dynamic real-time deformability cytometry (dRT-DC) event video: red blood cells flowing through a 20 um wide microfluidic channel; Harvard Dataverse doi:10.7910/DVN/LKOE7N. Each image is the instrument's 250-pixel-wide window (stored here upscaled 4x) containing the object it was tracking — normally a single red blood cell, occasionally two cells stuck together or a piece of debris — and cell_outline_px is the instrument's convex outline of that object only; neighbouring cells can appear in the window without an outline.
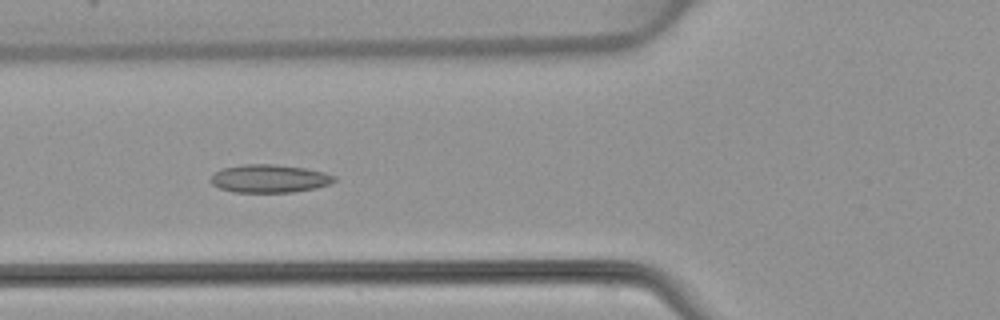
{"species": "common noctule bat (a hibernating species)", "species_latin": "Nyctalus noctula", "temperature_condition": "warm", "stored_images_in_passage": 33, "camera_frame_rate_fps": 3000, "um_per_image_px": 0.085, "animal": {"sex": "female", "body_mass_g": 22.7, "forearm_length_mm": 54.2}, "frame": {"image": 1, "passage_image": 3, "time_ms": 0.667, "image_size_px": [1000, 320], "cell_outline_px": [[336, 180], [328, 184], [316, 188], [292, 192], [232, 192], [220, 188], [212, 184], [208, 180], [216, 172], [224, 168], [244, 164], [276, 164], [304, 168], [324, 172], [336, 176]], "centroid_in_image_um": [22.9, 15.18], "position_along_channel_um": 102.9, "area_um2": 20.17}}
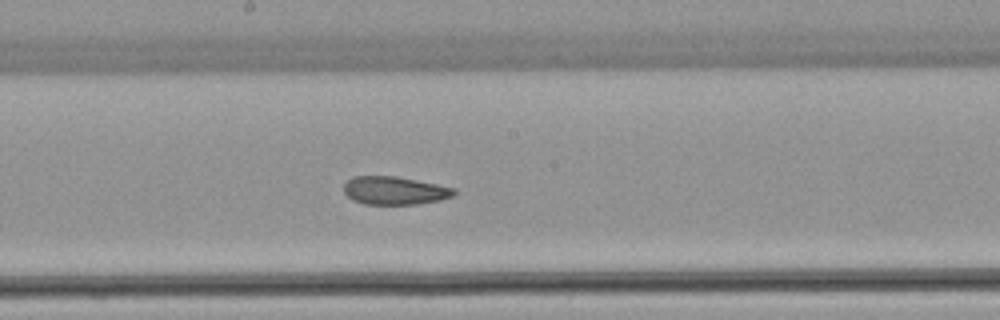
{"frame": {"image": 2, "passage_image": 11, "time_ms": 3.333, "image_size_px": [1000, 320], "cell_outline_px": [[456, 192], [452, 196], [440, 200], [416, 204], [364, 204], [352, 200], [344, 192], [344, 184], [352, 176], [396, 176], [456, 188]], "centroid_in_image_um": [33.53, 16.19], "position_along_channel_um": 214.7, "area_um2": 18.03}}
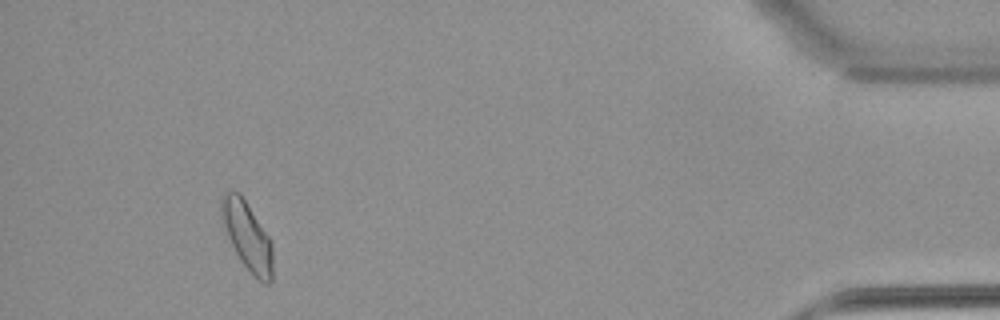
{"frame": {"image": 3, "passage_image": 30, "time_ms": 9.667, "image_size_px": [1000, 320], "cell_outline_px": [[272, 280], [268, 284], [264, 284], [252, 276], [240, 260], [228, 236], [220, 216], [220, 196], [224, 192], [240, 192], [268, 236], [272, 244]], "centroid_in_image_um": [21.0, 20.07], "position_along_channel_um": 414.2, "area_um2": 20.4}}